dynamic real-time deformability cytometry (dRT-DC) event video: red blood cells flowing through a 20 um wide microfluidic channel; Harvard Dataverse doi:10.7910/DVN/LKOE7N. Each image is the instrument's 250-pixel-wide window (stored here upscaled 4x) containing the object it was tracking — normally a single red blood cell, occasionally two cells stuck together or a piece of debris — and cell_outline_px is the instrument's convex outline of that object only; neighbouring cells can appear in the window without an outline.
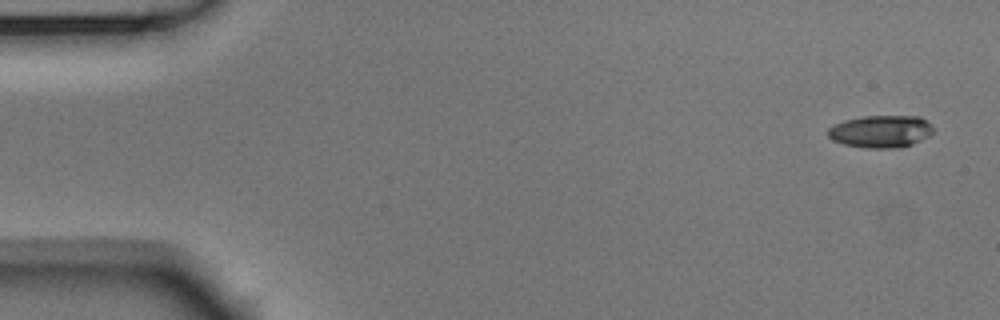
{"species": "Egyptian fruit bat (a non-hibernating species)", "species_latin": "Rousettus aegyptiacus", "temperature_condition": "room temperature", "stored_images_in_passage": 6, "camera_frame_rate_fps": 3000, "um_per_image_px": 0.085, "animal": {"sex": "male"}, "frame": {"image": 1, "passage_image": 1, "time_ms": 0.0, "image_size_px": [1000, 320], "cell_outline_px": [[932, 132], [928, 136], [912, 144], [900, 148], [864, 148], [844, 144], [832, 140], [828, 136], [828, 128], [844, 120], [860, 116], [920, 116], [932, 124]], "centroid_in_image_um": [74.86, 11.17], "position_along_channel_um": 10.1, "area_um2": 19.94}}
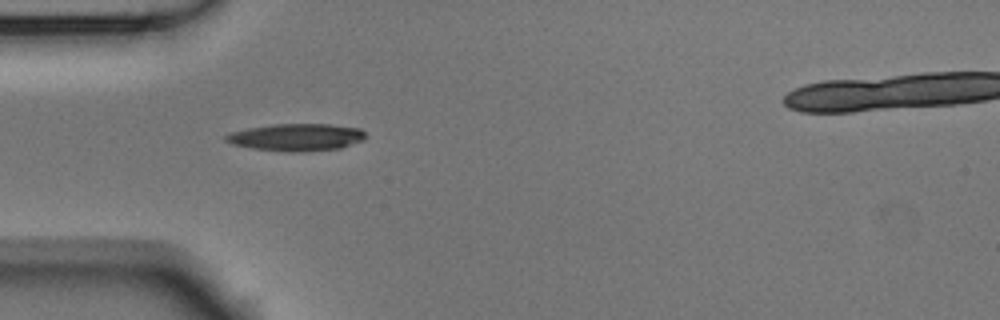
{"frame": {"image": 2, "passage_image": 5, "time_ms": 1.333, "image_size_px": [1000, 320], "cell_outline_px": [[364, 140], [340, 148], [292, 152], [252, 148], [232, 144], [224, 140], [224, 136], [232, 132], [248, 128], [276, 124], [332, 124], [360, 128], [364, 132]], "centroid_in_image_um": [25.2, 11.66], "position_along_channel_um": 59.8, "area_um2": 21.96}}
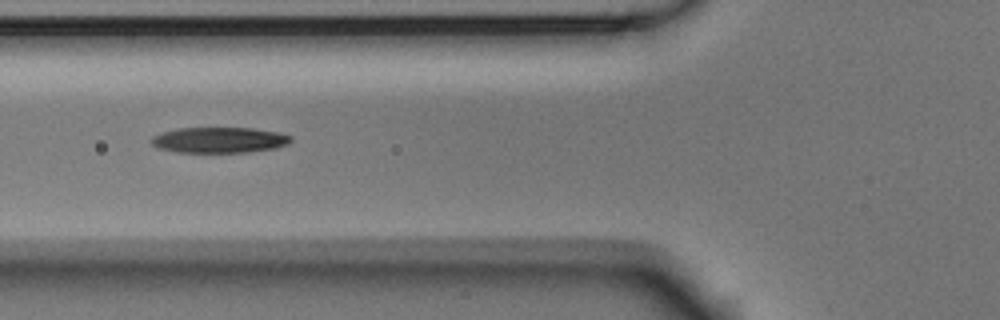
{"frame": {"image": 3, "passage_image": 6, "time_ms": 1.667, "image_size_px": [1000, 320], "cell_outline_px": [[292, 140], [288, 144], [276, 148], [248, 152], [176, 152], [160, 148], [152, 144], [148, 140], [152, 136], [176, 128], [252, 128], [280, 132], [292, 136]], "centroid_in_image_um": [18.66, 11.9], "position_along_channel_um": 107.1, "area_um2": 20.98}}